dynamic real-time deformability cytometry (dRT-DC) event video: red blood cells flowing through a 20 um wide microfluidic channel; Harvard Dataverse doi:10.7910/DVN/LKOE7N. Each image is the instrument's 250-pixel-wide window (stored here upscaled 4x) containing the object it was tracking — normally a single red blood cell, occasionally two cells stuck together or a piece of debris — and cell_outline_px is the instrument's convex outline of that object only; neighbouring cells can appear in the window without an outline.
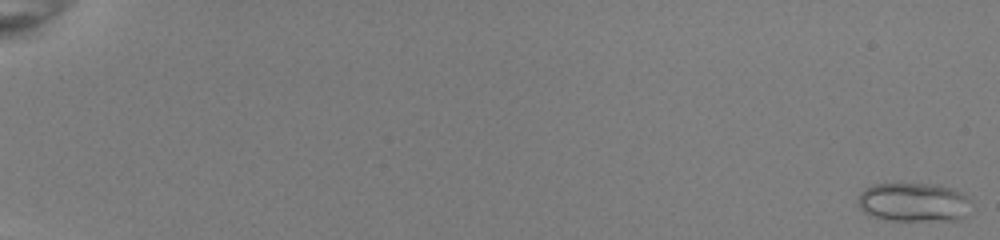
{"species": "common noctule bat (a hibernating species)", "species_latin": "Nyctalus noctula", "temperature_condition": "room temperature", "stored_images_in_passage": 53, "camera_frame_rate_fps": 3000, "um_per_image_px": 0.085, "animal": {"sex": "female", "body_mass_g": 22.0, "forearm_length_mm": 56.7}, "frame": {"image": 1, "passage_image": 1, "time_ms": 0.0, "image_size_px": [1000, 240], "cell_outline_px": [[972, 200], [964, 216], [960, 220], [888, 220], [868, 216], [860, 208], [856, 200], [860, 192], [864, 188], [872, 184], [940, 184], [960, 192], [968, 196]], "centroid_in_image_um": [77.62, 17.19], "position_along_channel_um": 7.4, "area_um2": 26.01}}
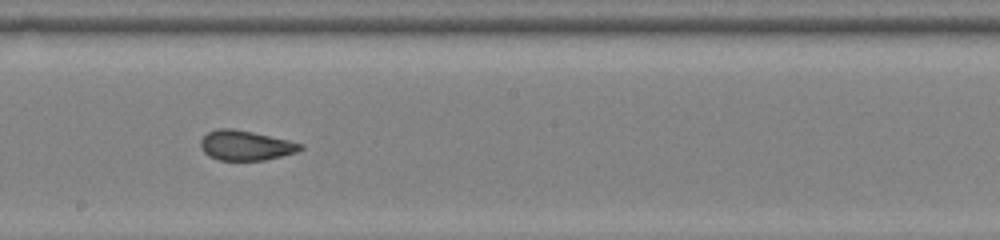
{"frame": {"image": 2, "passage_image": 33, "time_ms": 10.667, "image_size_px": [1000, 240], "cell_outline_px": [[304, 148], [296, 152], [264, 160], [220, 160], [208, 156], [204, 152], [200, 144], [200, 140], [208, 132], [220, 128], [232, 128], [252, 132], [288, 140], [304, 144]], "centroid_in_image_um": [20.87, 12.36], "position_along_channel_um": 227.3, "area_um2": 17.22}}
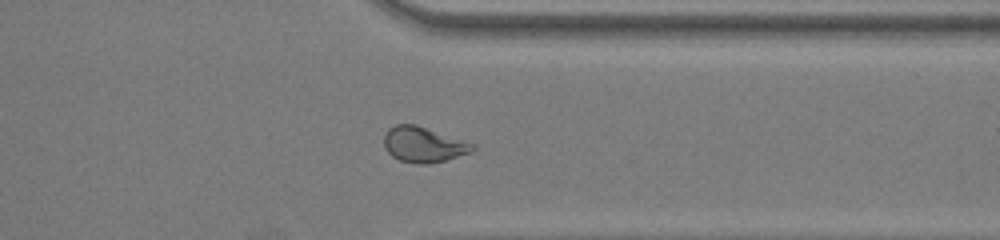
{"frame": {"image": 3, "passage_image": 44, "time_ms": 14.333, "image_size_px": [1000, 240], "cell_outline_px": [[476, 148], [472, 152], [444, 160], [428, 164], [420, 164], [400, 160], [392, 156], [384, 148], [384, 136], [388, 128], [396, 124], [416, 124], [476, 144]], "centroid_in_image_um": [36.0, 12.28], "position_along_channel_um": 375.4, "area_um2": 18.32}, "authors_computed_cell_mechanics": {"area_um2": 19.074, "velocity_mm_per_s": 4.0271, "shape_relaxation_time_tau1_ms": null, "shape_relaxation_time_tau2_ms": 0.9707, "deformation_change_tau1": null, "deformation_change_tau2": 0.055}}